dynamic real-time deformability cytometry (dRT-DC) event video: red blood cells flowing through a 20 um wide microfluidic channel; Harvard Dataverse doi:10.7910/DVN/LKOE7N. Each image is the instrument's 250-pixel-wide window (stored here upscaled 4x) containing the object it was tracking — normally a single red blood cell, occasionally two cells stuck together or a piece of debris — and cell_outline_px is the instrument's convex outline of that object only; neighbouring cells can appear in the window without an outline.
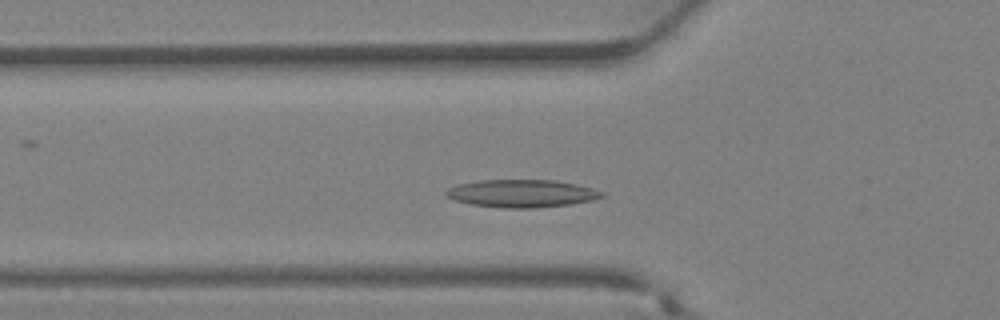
{"species": "Egyptian fruit bat (a non-hibernating species)", "species_latin": "Rousettus aegyptiacus", "temperature_condition": "warm", "stored_images_in_passage": 27, "camera_frame_rate_fps": 3000, "um_per_image_px": 0.085, "animal": {"sex": "female"}, "frame": {"image": 1, "passage_image": 7, "time_ms": 2.0, "image_size_px": [1000, 320], "cell_outline_px": [[604, 196], [592, 200], [568, 204], [532, 208], [504, 208], [472, 204], [456, 200], [448, 196], [444, 192], [448, 188], [460, 184], [480, 180], [556, 180], [576, 184], [592, 188], [604, 192]], "centroid_in_image_um": [44.37, 16.43], "position_along_channel_um": 81.4, "area_um2": 24.85}}
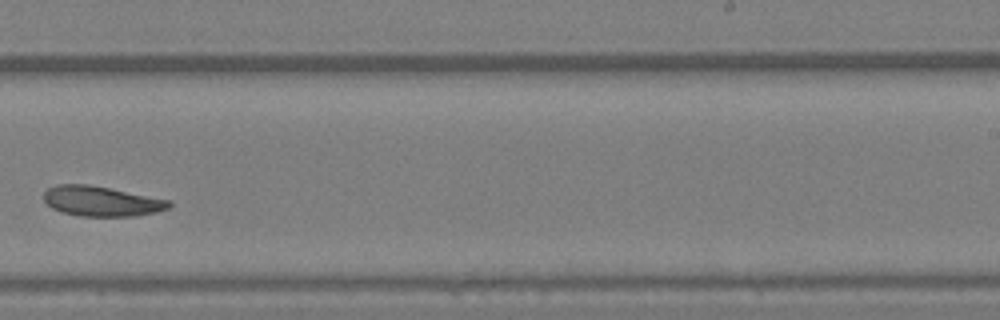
{"frame": {"image": 2, "passage_image": 18, "time_ms": 5.667, "image_size_px": [1000, 320], "cell_outline_px": [[172, 204], [168, 208], [156, 212], [136, 216], [80, 216], [60, 212], [52, 208], [44, 200], [44, 192], [48, 188], [56, 184], [88, 184], [168, 200]], "centroid_in_image_um": [8.57, 17.11], "position_along_channel_um": 280.4, "area_um2": 21.73}}
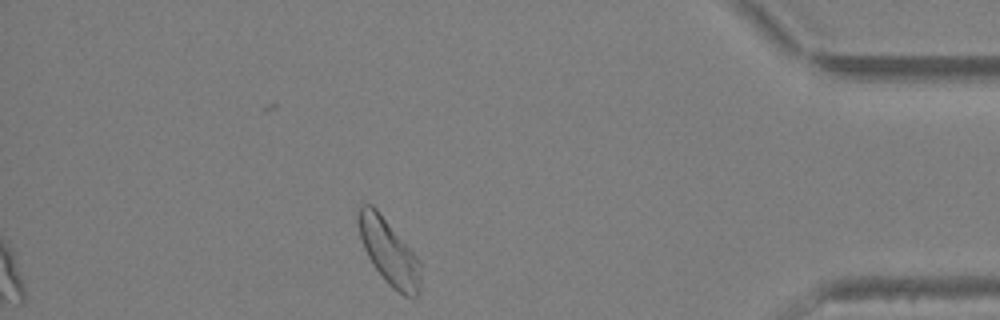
{"frame": {"image": 3, "passage_image": 27, "time_ms": 8.667, "image_size_px": [1000, 320], "cell_outline_px": [[420, 292], [416, 296], [404, 296], [392, 288], [384, 280], [372, 264], [364, 248], [360, 236], [356, 220], [356, 212], [360, 204], [372, 204], [376, 208], [416, 256], [420, 264]], "centroid_in_image_um": [33.01, 21.4], "position_along_channel_um": 402.2, "area_um2": 23.64}}